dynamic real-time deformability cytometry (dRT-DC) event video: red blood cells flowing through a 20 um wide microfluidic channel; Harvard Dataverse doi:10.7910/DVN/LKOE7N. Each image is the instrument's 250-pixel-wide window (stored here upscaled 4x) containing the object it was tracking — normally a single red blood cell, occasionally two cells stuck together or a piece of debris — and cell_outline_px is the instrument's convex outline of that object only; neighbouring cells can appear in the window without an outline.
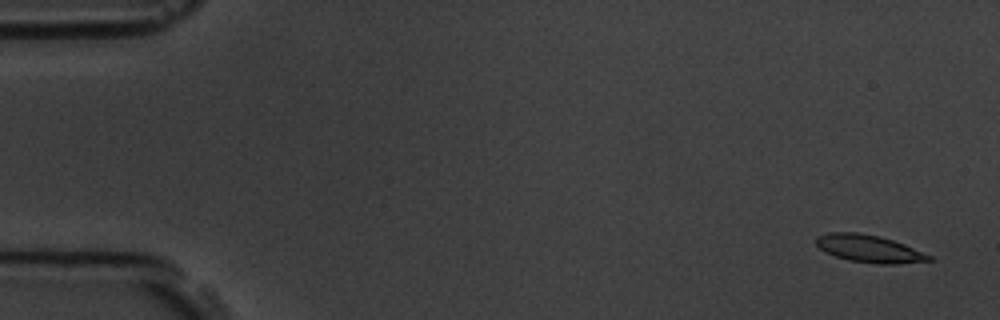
{"species": "common noctule bat (a hibernating species)", "species_latin": "Nyctalus noctula", "temperature_condition": "room temperature", "stored_images_in_passage": 6, "camera_frame_rate_fps": 3000, "um_per_image_px": 0.085, "animal": {"sex": "male", "body_mass_g": 19.5, "forearm_length_mm": 54.6}, "frame": {"image": 1, "passage_image": 1, "time_ms": 0.0, "image_size_px": [1000, 320], "cell_outline_px": [[936, 260], [896, 264], [880, 264], [848, 260], [824, 252], [816, 244], [816, 236], [828, 232], [860, 232], [880, 236], [904, 244], [932, 256]], "centroid_in_image_um": [73.87, 21.13], "position_along_channel_um": 11.1, "area_um2": 18.15}}
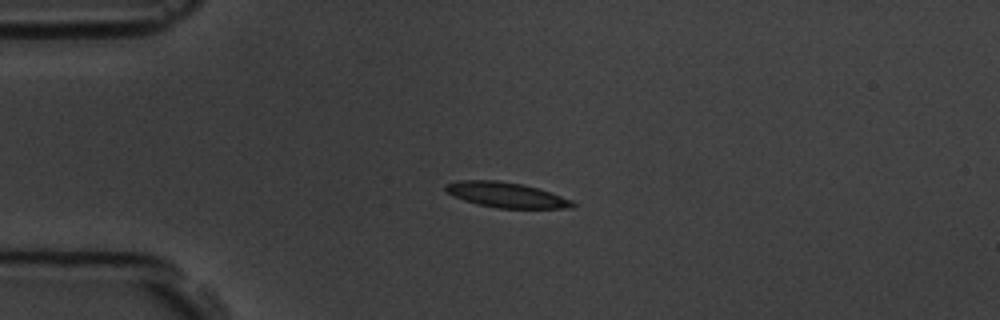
{"frame": {"image": 2, "passage_image": 4, "time_ms": 3.667, "image_size_px": [1000, 320], "cell_outline_px": [[576, 204], [572, 208], [496, 208], [476, 204], [464, 200], [448, 192], [444, 188], [444, 184], [460, 180], [496, 180], [520, 184], [536, 188], [572, 200]], "centroid_in_image_um": [43.0, 16.57], "position_along_channel_um": 42.0, "area_um2": 18.38}}